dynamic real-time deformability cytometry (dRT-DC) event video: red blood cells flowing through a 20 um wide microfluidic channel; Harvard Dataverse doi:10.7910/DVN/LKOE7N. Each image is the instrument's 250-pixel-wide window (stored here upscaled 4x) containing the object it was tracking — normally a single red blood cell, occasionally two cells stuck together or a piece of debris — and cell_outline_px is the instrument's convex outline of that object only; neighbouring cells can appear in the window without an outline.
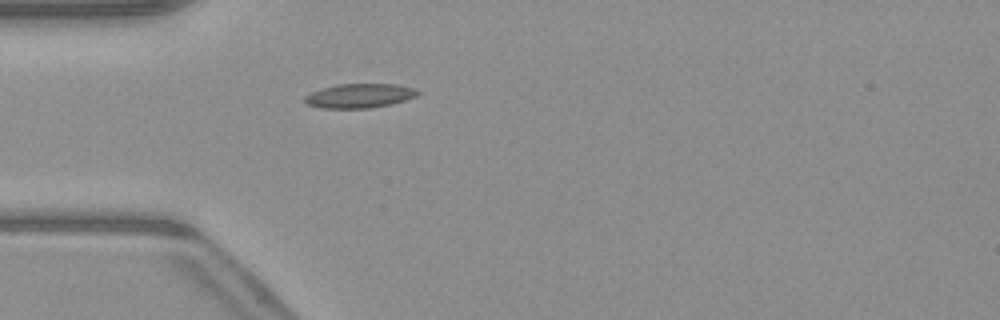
{"species": "common noctule bat (a hibernating species)", "species_latin": "Nyctalus noctula", "temperature_condition": "warm", "stored_images_in_passage": 41, "camera_frame_rate_fps": 3000, "um_per_image_px": 0.085, "animal": {"sex": "male", "body_mass_g": 23.1, "forearm_length_mm": 52.7}, "frame": {"image": 1, "passage_image": 5, "time_ms": 1.333, "image_size_px": [1000, 320], "cell_outline_px": [[420, 92], [416, 96], [392, 104], [372, 108], [320, 108], [304, 104], [304, 96], [320, 88], [336, 84], [396, 84], [412, 88]], "centroid_in_image_um": [30.5, 8.14], "position_along_channel_um": 54.5, "area_um2": 16.07}}
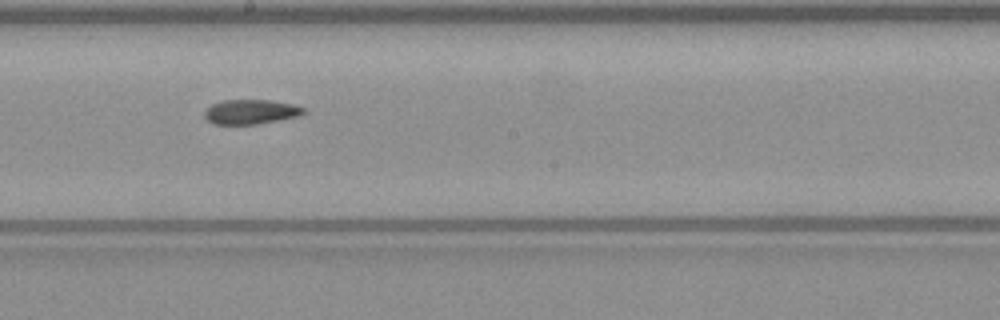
{"frame": {"image": 2, "passage_image": 18, "time_ms": 5.667, "image_size_px": [1000, 320], "cell_outline_px": [[304, 112], [300, 116], [256, 124], [212, 124], [204, 116], [204, 112], [212, 104], [224, 100], [268, 100], [296, 104], [304, 108]], "centroid_in_image_um": [21.33, 9.5], "position_along_channel_um": 226.9, "area_um2": 14.16}}
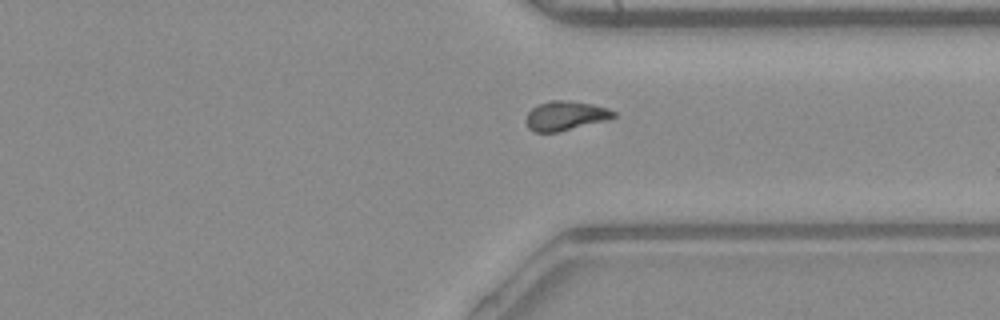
{"frame": {"image": 3, "passage_image": 28, "time_ms": 9.0, "image_size_px": [1000, 320], "cell_outline_px": [[616, 116], [608, 120], [556, 132], [532, 132], [528, 128], [524, 120], [528, 112], [536, 104], [552, 100], [564, 100], [592, 104], [608, 108], [616, 112]], "centroid_in_image_um": [48.03, 9.84], "position_along_channel_um": 363.4, "area_um2": 15.09}, "authors_computed_cell_mechanics": {"area_um2": 14.8546, "velocity_mm_per_s": 4.1071, "shape_relaxation_time_tau1_ms": null, "shape_relaxation_time_tau2_ms": 7.761, "deformation_change_tau1": null, "deformation_change_tau2": 0.1455}}